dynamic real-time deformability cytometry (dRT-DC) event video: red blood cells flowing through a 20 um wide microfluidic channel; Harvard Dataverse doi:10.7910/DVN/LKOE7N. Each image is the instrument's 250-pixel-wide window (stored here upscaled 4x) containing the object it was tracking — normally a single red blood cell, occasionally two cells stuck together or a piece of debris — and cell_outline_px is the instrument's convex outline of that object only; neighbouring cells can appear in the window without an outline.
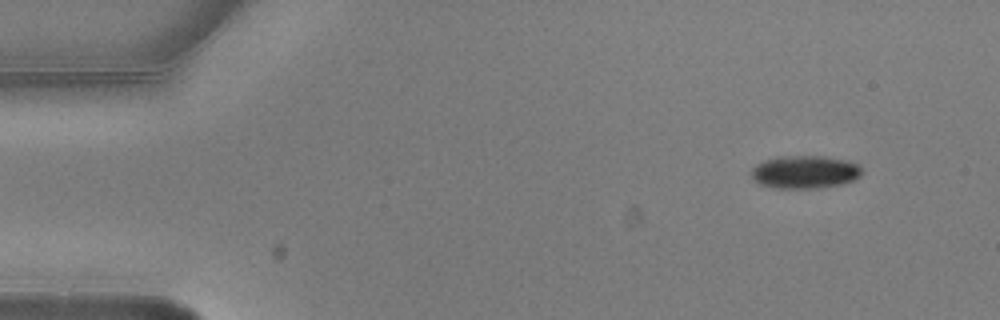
{"species": "common noctule bat (a hibernating species)", "species_latin": "Nyctalus noctula", "temperature_condition": "warm", "stored_images_in_passage": 3, "camera_frame_rate_fps": 3000, "um_per_image_px": 0.085, "animal": {"sex": "male", "body_mass_g": 20.5, "forearm_length_mm": 52.5}, "frame": {"image": 1, "passage_image": 1, "time_ms": 0.0, "image_size_px": [1000, 320], "cell_outline_px": [[864, 172], [860, 176], [852, 180], [840, 184], [816, 188], [776, 188], [760, 184], [752, 176], [752, 168], [756, 164], [764, 160], [776, 156], [824, 156], [844, 160], [860, 164]], "centroid_in_image_um": [68.43, 14.6], "position_along_channel_um": 16.6, "area_um2": 21.21}}